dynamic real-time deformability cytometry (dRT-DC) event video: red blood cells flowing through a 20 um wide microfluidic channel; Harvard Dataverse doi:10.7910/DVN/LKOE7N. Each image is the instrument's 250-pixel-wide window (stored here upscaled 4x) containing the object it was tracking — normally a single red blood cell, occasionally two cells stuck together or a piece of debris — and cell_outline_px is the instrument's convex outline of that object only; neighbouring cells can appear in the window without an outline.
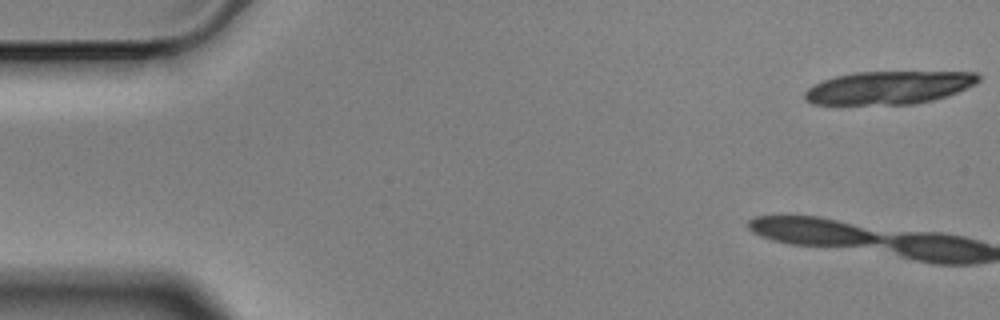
{"species": "Egyptian fruit bat (a non-hibernating species)", "species_latin": "Rousettus aegyptiacus", "temperature_condition": "cold", "stored_images_in_passage": 8, "camera_frame_rate_fps": 3000, "um_per_image_px": 0.085, "animal": {"sex": "male"}, "frame": {"image": 1, "passage_image": 1, "time_ms": 0.0, "image_size_px": [1000, 320], "cell_outline_px": [[980, 80], [976, 84], [956, 92], [932, 100], [912, 104], [812, 104], [804, 100], [804, 92], [808, 88], [824, 80], [836, 76], [856, 72], [976, 72], [980, 76]], "centroid_in_image_um": [75.54, 7.44], "position_along_channel_um": 9.5, "area_um2": 33.18}}